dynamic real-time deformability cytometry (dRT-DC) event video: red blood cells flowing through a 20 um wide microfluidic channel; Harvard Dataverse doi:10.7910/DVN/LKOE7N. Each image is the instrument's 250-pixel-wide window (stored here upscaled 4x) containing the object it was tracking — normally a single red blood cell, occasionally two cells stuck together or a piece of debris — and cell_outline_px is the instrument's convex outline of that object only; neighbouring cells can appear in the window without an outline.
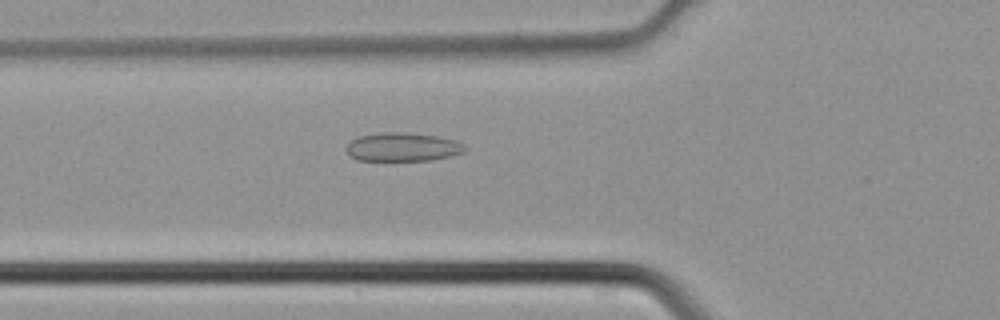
{"species": "common noctule bat (a hibernating species)", "species_latin": "Nyctalus noctula", "temperature_condition": "cold", "stored_images_in_passage": 19, "camera_frame_rate_fps": 3000, "um_per_image_px": 0.085, "animal": {"sex": "male", "body_mass_g": 21.5, "forearm_length_mm": 52.0}, "frame": {"image": 1, "passage_image": 2, "time_ms": 0.333, "image_size_px": [1000, 320], "cell_outline_px": [[464, 152], [432, 160], [356, 160], [348, 156], [344, 148], [356, 136], [380, 132], [408, 132], [436, 136], [456, 140], [464, 144]], "centroid_in_image_um": [34.16, 12.48], "position_along_channel_um": 91.6, "area_um2": 19.94}}
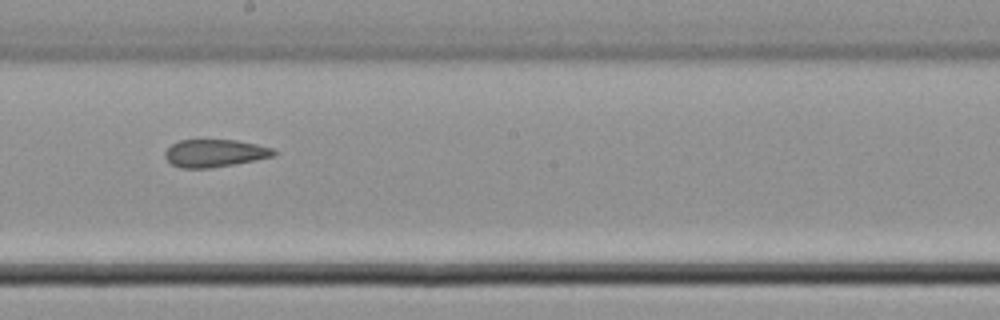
{"frame": {"image": 2, "passage_image": 11, "time_ms": 3.333, "image_size_px": [1000, 320], "cell_outline_px": [[280, 152], [276, 156], [256, 160], [208, 168], [180, 168], [172, 164], [164, 156], [164, 152], [172, 144], [180, 140], [236, 140], [256, 144], [272, 148]], "centroid_in_image_um": [18.29, 13.02], "position_along_channel_um": 229.9, "area_um2": 17.51}}
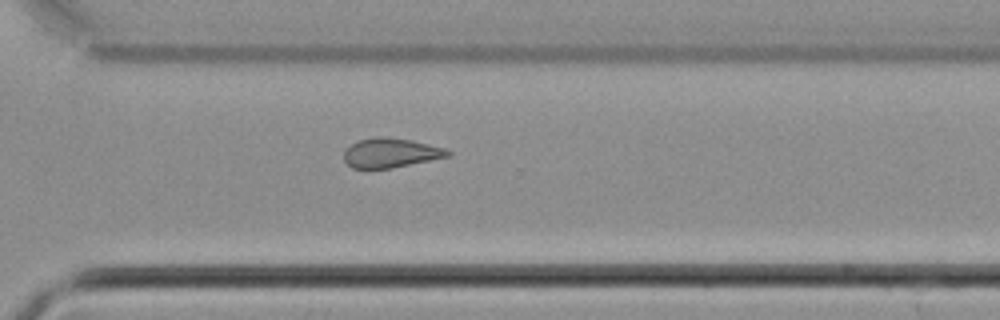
{"frame": {"image": 3, "passage_image": 18, "time_ms": 5.667, "image_size_px": [1000, 320], "cell_outline_px": [[452, 156], [392, 168], [352, 168], [344, 160], [344, 152], [352, 144], [360, 140], [376, 136], [384, 136], [412, 140], [444, 148], [452, 152]], "centroid_in_image_um": [33.25, 12.99], "position_along_channel_um": 337.4, "area_um2": 17.8}}